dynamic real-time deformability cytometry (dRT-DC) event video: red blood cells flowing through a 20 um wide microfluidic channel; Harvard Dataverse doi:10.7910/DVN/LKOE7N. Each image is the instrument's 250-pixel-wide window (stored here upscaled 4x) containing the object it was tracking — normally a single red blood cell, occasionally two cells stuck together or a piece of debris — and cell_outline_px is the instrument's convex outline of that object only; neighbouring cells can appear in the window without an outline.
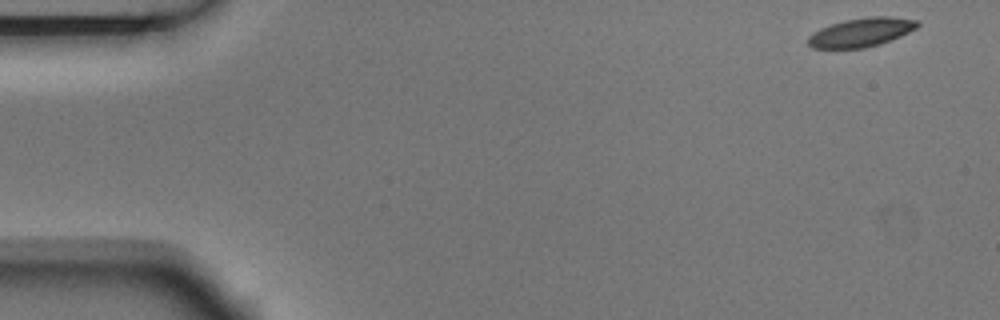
{"species": "Egyptian fruit bat (a non-hibernating species)", "species_latin": "Rousettus aegyptiacus", "temperature_condition": "room temperature", "stored_images_in_passage": 5, "camera_frame_rate_fps": 3000, "um_per_image_px": 0.085, "animal": {"sex": "male"}, "frame": {"image": 1, "passage_image": 1, "time_ms": 0.0, "image_size_px": [1000, 320], "cell_outline_px": [[920, 24], [916, 28], [900, 36], [880, 44], [864, 48], [812, 48], [808, 44], [808, 36], [812, 32], [820, 28], [844, 20], [868, 16], [892, 16], [916, 20]], "centroid_in_image_um": [73.19, 2.74], "position_along_channel_um": 11.8, "area_um2": 18.38}}
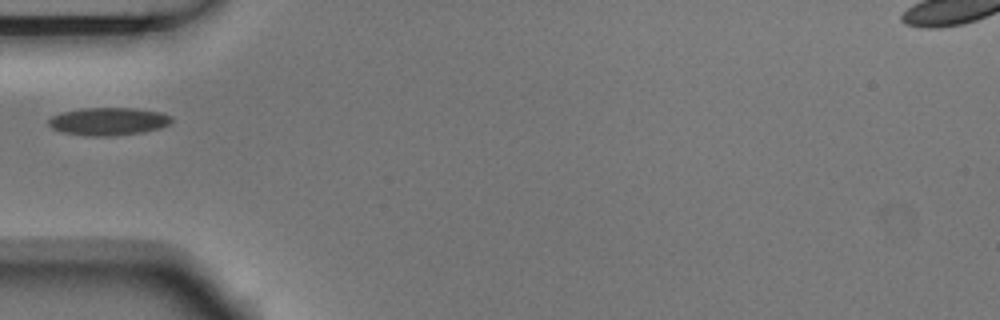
{"frame": {"image": 2, "passage_image": 4, "time_ms": 1.0, "image_size_px": [1000, 320], "cell_outline_px": [[172, 120], [168, 124], [160, 128], [144, 132], [112, 136], [84, 136], [60, 132], [52, 128], [48, 124], [48, 120], [52, 116], [60, 112], [80, 108], [136, 108], [160, 112], [172, 116]], "centroid_in_image_um": [9.18, 10.32], "position_along_channel_um": 75.8, "area_um2": 20.17}}
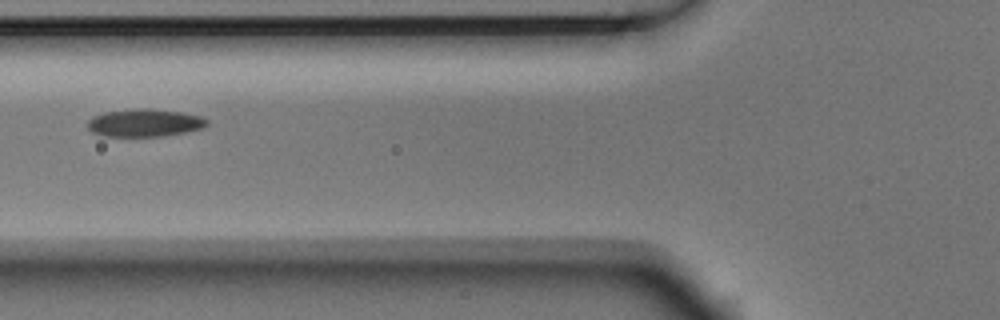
{"frame": {"image": 3, "passage_image": 5, "time_ms": 1.333, "image_size_px": [1000, 320], "cell_outline_px": [[208, 124], [204, 128], [188, 132], [164, 136], [100, 136], [92, 132], [88, 128], [88, 120], [92, 116], [104, 112], [136, 108], [148, 108], [180, 112], [200, 116], [208, 120]], "centroid_in_image_um": [12.29, 10.44], "position_along_channel_um": 113.5, "area_um2": 19.48}}